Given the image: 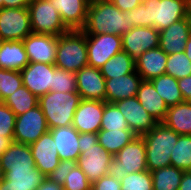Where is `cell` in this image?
I'll return each instance as SVG.
<instances>
[{"label":"cell","mask_w":191,"mask_h":190,"mask_svg":"<svg viewBox=\"0 0 191 190\" xmlns=\"http://www.w3.org/2000/svg\"><path fill=\"white\" fill-rule=\"evenodd\" d=\"M142 81L143 79L136 70L124 76L106 79L105 102L115 103L122 99L135 97Z\"/></svg>","instance_id":"cell-20"},{"label":"cell","mask_w":191,"mask_h":190,"mask_svg":"<svg viewBox=\"0 0 191 190\" xmlns=\"http://www.w3.org/2000/svg\"><path fill=\"white\" fill-rule=\"evenodd\" d=\"M98 143L112 156L117 154L125 145L137 135L132 130H99Z\"/></svg>","instance_id":"cell-29"},{"label":"cell","mask_w":191,"mask_h":190,"mask_svg":"<svg viewBox=\"0 0 191 190\" xmlns=\"http://www.w3.org/2000/svg\"><path fill=\"white\" fill-rule=\"evenodd\" d=\"M124 115L130 130L137 136L148 133L157 125V121L143 108L138 98L122 99L114 103Z\"/></svg>","instance_id":"cell-13"},{"label":"cell","mask_w":191,"mask_h":190,"mask_svg":"<svg viewBox=\"0 0 191 190\" xmlns=\"http://www.w3.org/2000/svg\"><path fill=\"white\" fill-rule=\"evenodd\" d=\"M147 27L161 31L189 16V7L181 0H145Z\"/></svg>","instance_id":"cell-7"},{"label":"cell","mask_w":191,"mask_h":190,"mask_svg":"<svg viewBox=\"0 0 191 190\" xmlns=\"http://www.w3.org/2000/svg\"><path fill=\"white\" fill-rule=\"evenodd\" d=\"M88 65L100 69L111 57L122 51L120 35H86Z\"/></svg>","instance_id":"cell-10"},{"label":"cell","mask_w":191,"mask_h":190,"mask_svg":"<svg viewBox=\"0 0 191 190\" xmlns=\"http://www.w3.org/2000/svg\"><path fill=\"white\" fill-rule=\"evenodd\" d=\"M77 165L76 161L64 160L60 161L59 165L47 176L51 181L60 185H64L66 177Z\"/></svg>","instance_id":"cell-42"},{"label":"cell","mask_w":191,"mask_h":190,"mask_svg":"<svg viewBox=\"0 0 191 190\" xmlns=\"http://www.w3.org/2000/svg\"><path fill=\"white\" fill-rule=\"evenodd\" d=\"M120 182L121 190H153L152 175L148 169L127 174Z\"/></svg>","instance_id":"cell-37"},{"label":"cell","mask_w":191,"mask_h":190,"mask_svg":"<svg viewBox=\"0 0 191 190\" xmlns=\"http://www.w3.org/2000/svg\"><path fill=\"white\" fill-rule=\"evenodd\" d=\"M165 74L177 80L191 75V60L187 57L185 52L168 55Z\"/></svg>","instance_id":"cell-36"},{"label":"cell","mask_w":191,"mask_h":190,"mask_svg":"<svg viewBox=\"0 0 191 190\" xmlns=\"http://www.w3.org/2000/svg\"><path fill=\"white\" fill-rule=\"evenodd\" d=\"M3 178H4V172H3L2 167L0 165V181H2Z\"/></svg>","instance_id":"cell-54"},{"label":"cell","mask_w":191,"mask_h":190,"mask_svg":"<svg viewBox=\"0 0 191 190\" xmlns=\"http://www.w3.org/2000/svg\"><path fill=\"white\" fill-rule=\"evenodd\" d=\"M14 137H5L0 135V156L5 152L6 149L12 144Z\"/></svg>","instance_id":"cell-52"},{"label":"cell","mask_w":191,"mask_h":190,"mask_svg":"<svg viewBox=\"0 0 191 190\" xmlns=\"http://www.w3.org/2000/svg\"><path fill=\"white\" fill-rule=\"evenodd\" d=\"M49 0H31L28 9L32 33L59 36L69 31Z\"/></svg>","instance_id":"cell-6"},{"label":"cell","mask_w":191,"mask_h":190,"mask_svg":"<svg viewBox=\"0 0 191 190\" xmlns=\"http://www.w3.org/2000/svg\"><path fill=\"white\" fill-rule=\"evenodd\" d=\"M146 146L142 136H136L113 156L107 175L121 180L125 175L147 170Z\"/></svg>","instance_id":"cell-5"},{"label":"cell","mask_w":191,"mask_h":190,"mask_svg":"<svg viewBox=\"0 0 191 190\" xmlns=\"http://www.w3.org/2000/svg\"><path fill=\"white\" fill-rule=\"evenodd\" d=\"M113 156L99 143L89 148H84L77 160V165L93 183L102 176H106Z\"/></svg>","instance_id":"cell-11"},{"label":"cell","mask_w":191,"mask_h":190,"mask_svg":"<svg viewBox=\"0 0 191 190\" xmlns=\"http://www.w3.org/2000/svg\"><path fill=\"white\" fill-rule=\"evenodd\" d=\"M37 188H19L14 187L10 185V181L3 178L2 181H0V190H36Z\"/></svg>","instance_id":"cell-51"},{"label":"cell","mask_w":191,"mask_h":190,"mask_svg":"<svg viewBox=\"0 0 191 190\" xmlns=\"http://www.w3.org/2000/svg\"><path fill=\"white\" fill-rule=\"evenodd\" d=\"M184 52L187 55V57L191 60V35L189 36L188 41L186 42Z\"/></svg>","instance_id":"cell-53"},{"label":"cell","mask_w":191,"mask_h":190,"mask_svg":"<svg viewBox=\"0 0 191 190\" xmlns=\"http://www.w3.org/2000/svg\"><path fill=\"white\" fill-rule=\"evenodd\" d=\"M48 131L44 113L37 105L26 113L16 116L13 141L30 145Z\"/></svg>","instance_id":"cell-9"},{"label":"cell","mask_w":191,"mask_h":190,"mask_svg":"<svg viewBox=\"0 0 191 190\" xmlns=\"http://www.w3.org/2000/svg\"><path fill=\"white\" fill-rule=\"evenodd\" d=\"M129 20L132 22V28L138 26L147 27V8L143 2L129 11Z\"/></svg>","instance_id":"cell-43"},{"label":"cell","mask_w":191,"mask_h":190,"mask_svg":"<svg viewBox=\"0 0 191 190\" xmlns=\"http://www.w3.org/2000/svg\"><path fill=\"white\" fill-rule=\"evenodd\" d=\"M69 30H81L86 22L89 0H49Z\"/></svg>","instance_id":"cell-21"},{"label":"cell","mask_w":191,"mask_h":190,"mask_svg":"<svg viewBox=\"0 0 191 190\" xmlns=\"http://www.w3.org/2000/svg\"><path fill=\"white\" fill-rule=\"evenodd\" d=\"M132 29L129 12H122L110 0L90 1L86 22L81 29L86 35L112 34L122 36Z\"/></svg>","instance_id":"cell-1"},{"label":"cell","mask_w":191,"mask_h":190,"mask_svg":"<svg viewBox=\"0 0 191 190\" xmlns=\"http://www.w3.org/2000/svg\"><path fill=\"white\" fill-rule=\"evenodd\" d=\"M162 123L179 135H191V102H182L168 107Z\"/></svg>","instance_id":"cell-27"},{"label":"cell","mask_w":191,"mask_h":190,"mask_svg":"<svg viewBox=\"0 0 191 190\" xmlns=\"http://www.w3.org/2000/svg\"><path fill=\"white\" fill-rule=\"evenodd\" d=\"M3 1L4 0H0V9L3 8Z\"/></svg>","instance_id":"cell-57"},{"label":"cell","mask_w":191,"mask_h":190,"mask_svg":"<svg viewBox=\"0 0 191 190\" xmlns=\"http://www.w3.org/2000/svg\"><path fill=\"white\" fill-rule=\"evenodd\" d=\"M184 171L167 166L151 171L153 190H178Z\"/></svg>","instance_id":"cell-32"},{"label":"cell","mask_w":191,"mask_h":190,"mask_svg":"<svg viewBox=\"0 0 191 190\" xmlns=\"http://www.w3.org/2000/svg\"><path fill=\"white\" fill-rule=\"evenodd\" d=\"M31 0H4L3 8L28 7Z\"/></svg>","instance_id":"cell-49"},{"label":"cell","mask_w":191,"mask_h":190,"mask_svg":"<svg viewBox=\"0 0 191 190\" xmlns=\"http://www.w3.org/2000/svg\"><path fill=\"white\" fill-rule=\"evenodd\" d=\"M35 166L47 177L60 163L52 134L48 131L30 144Z\"/></svg>","instance_id":"cell-18"},{"label":"cell","mask_w":191,"mask_h":190,"mask_svg":"<svg viewBox=\"0 0 191 190\" xmlns=\"http://www.w3.org/2000/svg\"><path fill=\"white\" fill-rule=\"evenodd\" d=\"M16 115L4 103L0 102V135L14 137Z\"/></svg>","instance_id":"cell-41"},{"label":"cell","mask_w":191,"mask_h":190,"mask_svg":"<svg viewBox=\"0 0 191 190\" xmlns=\"http://www.w3.org/2000/svg\"><path fill=\"white\" fill-rule=\"evenodd\" d=\"M178 190H191V171L183 173Z\"/></svg>","instance_id":"cell-50"},{"label":"cell","mask_w":191,"mask_h":190,"mask_svg":"<svg viewBox=\"0 0 191 190\" xmlns=\"http://www.w3.org/2000/svg\"><path fill=\"white\" fill-rule=\"evenodd\" d=\"M75 74L77 92L80 94L81 99L105 102L106 79L100 69L87 65Z\"/></svg>","instance_id":"cell-16"},{"label":"cell","mask_w":191,"mask_h":190,"mask_svg":"<svg viewBox=\"0 0 191 190\" xmlns=\"http://www.w3.org/2000/svg\"><path fill=\"white\" fill-rule=\"evenodd\" d=\"M189 16L191 18V6L189 7Z\"/></svg>","instance_id":"cell-58"},{"label":"cell","mask_w":191,"mask_h":190,"mask_svg":"<svg viewBox=\"0 0 191 190\" xmlns=\"http://www.w3.org/2000/svg\"><path fill=\"white\" fill-rule=\"evenodd\" d=\"M100 71L105 79L124 76L135 71V60L122 50L111 57Z\"/></svg>","instance_id":"cell-31"},{"label":"cell","mask_w":191,"mask_h":190,"mask_svg":"<svg viewBox=\"0 0 191 190\" xmlns=\"http://www.w3.org/2000/svg\"><path fill=\"white\" fill-rule=\"evenodd\" d=\"M55 141L60 161L78 160L81 155L79 148V132L72 126H62L49 129Z\"/></svg>","instance_id":"cell-22"},{"label":"cell","mask_w":191,"mask_h":190,"mask_svg":"<svg viewBox=\"0 0 191 190\" xmlns=\"http://www.w3.org/2000/svg\"><path fill=\"white\" fill-rule=\"evenodd\" d=\"M121 37L123 51L134 60L145 51L159 47V31L154 27H133Z\"/></svg>","instance_id":"cell-14"},{"label":"cell","mask_w":191,"mask_h":190,"mask_svg":"<svg viewBox=\"0 0 191 190\" xmlns=\"http://www.w3.org/2000/svg\"><path fill=\"white\" fill-rule=\"evenodd\" d=\"M3 42H4V40H3L2 37L0 36V50H1V48H2Z\"/></svg>","instance_id":"cell-56"},{"label":"cell","mask_w":191,"mask_h":190,"mask_svg":"<svg viewBox=\"0 0 191 190\" xmlns=\"http://www.w3.org/2000/svg\"><path fill=\"white\" fill-rule=\"evenodd\" d=\"M16 116L22 115L38 105V98L24 85L3 101Z\"/></svg>","instance_id":"cell-33"},{"label":"cell","mask_w":191,"mask_h":190,"mask_svg":"<svg viewBox=\"0 0 191 190\" xmlns=\"http://www.w3.org/2000/svg\"><path fill=\"white\" fill-rule=\"evenodd\" d=\"M23 43L29 62L55 63L58 36L31 33L23 40Z\"/></svg>","instance_id":"cell-15"},{"label":"cell","mask_w":191,"mask_h":190,"mask_svg":"<svg viewBox=\"0 0 191 190\" xmlns=\"http://www.w3.org/2000/svg\"><path fill=\"white\" fill-rule=\"evenodd\" d=\"M4 178L10 181V185L19 188H38L46 178L38 168L29 167L21 169H8Z\"/></svg>","instance_id":"cell-30"},{"label":"cell","mask_w":191,"mask_h":190,"mask_svg":"<svg viewBox=\"0 0 191 190\" xmlns=\"http://www.w3.org/2000/svg\"><path fill=\"white\" fill-rule=\"evenodd\" d=\"M110 1L122 12H129L142 3L141 0H110Z\"/></svg>","instance_id":"cell-47"},{"label":"cell","mask_w":191,"mask_h":190,"mask_svg":"<svg viewBox=\"0 0 191 190\" xmlns=\"http://www.w3.org/2000/svg\"><path fill=\"white\" fill-rule=\"evenodd\" d=\"M142 138L146 146V161L150 172L171 165L170 155L179 138L178 133L161 122L143 134Z\"/></svg>","instance_id":"cell-2"},{"label":"cell","mask_w":191,"mask_h":190,"mask_svg":"<svg viewBox=\"0 0 191 190\" xmlns=\"http://www.w3.org/2000/svg\"><path fill=\"white\" fill-rule=\"evenodd\" d=\"M177 83L182 92L184 102H191V75L178 79Z\"/></svg>","instance_id":"cell-46"},{"label":"cell","mask_w":191,"mask_h":190,"mask_svg":"<svg viewBox=\"0 0 191 190\" xmlns=\"http://www.w3.org/2000/svg\"><path fill=\"white\" fill-rule=\"evenodd\" d=\"M91 190H121V182L112 176H102L92 183Z\"/></svg>","instance_id":"cell-44"},{"label":"cell","mask_w":191,"mask_h":190,"mask_svg":"<svg viewBox=\"0 0 191 190\" xmlns=\"http://www.w3.org/2000/svg\"><path fill=\"white\" fill-rule=\"evenodd\" d=\"M81 101L78 92H48L38 98L49 129L70 126Z\"/></svg>","instance_id":"cell-3"},{"label":"cell","mask_w":191,"mask_h":190,"mask_svg":"<svg viewBox=\"0 0 191 190\" xmlns=\"http://www.w3.org/2000/svg\"><path fill=\"white\" fill-rule=\"evenodd\" d=\"M78 143L82 153L84 152V148H89L98 143L97 133H79Z\"/></svg>","instance_id":"cell-45"},{"label":"cell","mask_w":191,"mask_h":190,"mask_svg":"<svg viewBox=\"0 0 191 190\" xmlns=\"http://www.w3.org/2000/svg\"><path fill=\"white\" fill-rule=\"evenodd\" d=\"M29 59L23 41H4L0 50V68L21 71Z\"/></svg>","instance_id":"cell-26"},{"label":"cell","mask_w":191,"mask_h":190,"mask_svg":"<svg viewBox=\"0 0 191 190\" xmlns=\"http://www.w3.org/2000/svg\"><path fill=\"white\" fill-rule=\"evenodd\" d=\"M167 58L160 47L147 50L135 59V70L143 80H151L165 74Z\"/></svg>","instance_id":"cell-23"},{"label":"cell","mask_w":191,"mask_h":190,"mask_svg":"<svg viewBox=\"0 0 191 190\" xmlns=\"http://www.w3.org/2000/svg\"><path fill=\"white\" fill-rule=\"evenodd\" d=\"M190 35L191 18L188 16L159 31V47L168 55L184 52Z\"/></svg>","instance_id":"cell-19"},{"label":"cell","mask_w":191,"mask_h":190,"mask_svg":"<svg viewBox=\"0 0 191 190\" xmlns=\"http://www.w3.org/2000/svg\"><path fill=\"white\" fill-rule=\"evenodd\" d=\"M0 165L4 173L8 169L36 167L30 145L14 141L0 156Z\"/></svg>","instance_id":"cell-25"},{"label":"cell","mask_w":191,"mask_h":190,"mask_svg":"<svg viewBox=\"0 0 191 190\" xmlns=\"http://www.w3.org/2000/svg\"><path fill=\"white\" fill-rule=\"evenodd\" d=\"M130 130L127 120L114 103L104 102L100 130Z\"/></svg>","instance_id":"cell-35"},{"label":"cell","mask_w":191,"mask_h":190,"mask_svg":"<svg viewBox=\"0 0 191 190\" xmlns=\"http://www.w3.org/2000/svg\"><path fill=\"white\" fill-rule=\"evenodd\" d=\"M136 97L143 108L158 122L164 121L168 106L157 93L150 80H143L139 86Z\"/></svg>","instance_id":"cell-24"},{"label":"cell","mask_w":191,"mask_h":190,"mask_svg":"<svg viewBox=\"0 0 191 190\" xmlns=\"http://www.w3.org/2000/svg\"><path fill=\"white\" fill-rule=\"evenodd\" d=\"M104 102L81 99L73 117L72 126L79 133H98L101 127Z\"/></svg>","instance_id":"cell-17"},{"label":"cell","mask_w":191,"mask_h":190,"mask_svg":"<svg viewBox=\"0 0 191 190\" xmlns=\"http://www.w3.org/2000/svg\"><path fill=\"white\" fill-rule=\"evenodd\" d=\"M55 91L77 92L76 74L56 67L53 71V87L50 92Z\"/></svg>","instance_id":"cell-39"},{"label":"cell","mask_w":191,"mask_h":190,"mask_svg":"<svg viewBox=\"0 0 191 190\" xmlns=\"http://www.w3.org/2000/svg\"><path fill=\"white\" fill-rule=\"evenodd\" d=\"M92 183L86 174L76 165L66 177L64 190H91Z\"/></svg>","instance_id":"cell-40"},{"label":"cell","mask_w":191,"mask_h":190,"mask_svg":"<svg viewBox=\"0 0 191 190\" xmlns=\"http://www.w3.org/2000/svg\"><path fill=\"white\" fill-rule=\"evenodd\" d=\"M22 85L23 79L20 71L0 68V102H3Z\"/></svg>","instance_id":"cell-38"},{"label":"cell","mask_w":191,"mask_h":190,"mask_svg":"<svg viewBox=\"0 0 191 190\" xmlns=\"http://www.w3.org/2000/svg\"><path fill=\"white\" fill-rule=\"evenodd\" d=\"M54 65L73 73L88 65L86 34L82 30H69L58 36Z\"/></svg>","instance_id":"cell-4"},{"label":"cell","mask_w":191,"mask_h":190,"mask_svg":"<svg viewBox=\"0 0 191 190\" xmlns=\"http://www.w3.org/2000/svg\"><path fill=\"white\" fill-rule=\"evenodd\" d=\"M31 33L28 7L0 9V36L4 41H23Z\"/></svg>","instance_id":"cell-8"},{"label":"cell","mask_w":191,"mask_h":190,"mask_svg":"<svg viewBox=\"0 0 191 190\" xmlns=\"http://www.w3.org/2000/svg\"><path fill=\"white\" fill-rule=\"evenodd\" d=\"M150 81L168 107L175 106L184 102V98L177 83V79L174 77L168 74H163L151 79Z\"/></svg>","instance_id":"cell-28"},{"label":"cell","mask_w":191,"mask_h":190,"mask_svg":"<svg viewBox=\"0 0 191 190\" xmlns=\"http://www.w3.org/2000/svg\"><path fill=\"white\" fill-rule=\"evenodd\" d=\"M54 64L29 62L20 72L23 85L37 98L50 92L53 87Z\"/></svg>","instance_id":"cell-12"},{"label":"cell","mask_w":191,"mask_h":190,"mask_svg":"<svg viewBox=\"0 0 191 190\" xmlns=\"http://www.w3.org/2000/svg\"><path fill=\"white\" fill-rule=\"evenodd\" d=\"M36 190H64L63 186L46 177Z\"/></svg>","instance_id":"cell-48"},{"label":"cell","mask_w":191,"mask_h":190,"mask_svg":"<svg viewBox=\"0 0 191 190\" xmlns=\"http://www.w3.org/2000/svg\"><path fill=\"white\" fill-rule=\"evenodd\" d=\"M171 166L182 171H191V135H179L177 143L171 151Z\"/></svg>","instance_id":"cell-34"},{"label":"cell","mask_w":191,"mask_h":190,"mask_svg":"<svg viewBox=\"0 0 191 190\" xmlns=\"http://www.w3.org/2000/svg\"><path fill=\"white\" fill-rule=\"evenodd\" d=\"M182 2H184L188 7L191 6V0H181Z\"/></svg>","instance_id":"cell-55"}]
</instances>
